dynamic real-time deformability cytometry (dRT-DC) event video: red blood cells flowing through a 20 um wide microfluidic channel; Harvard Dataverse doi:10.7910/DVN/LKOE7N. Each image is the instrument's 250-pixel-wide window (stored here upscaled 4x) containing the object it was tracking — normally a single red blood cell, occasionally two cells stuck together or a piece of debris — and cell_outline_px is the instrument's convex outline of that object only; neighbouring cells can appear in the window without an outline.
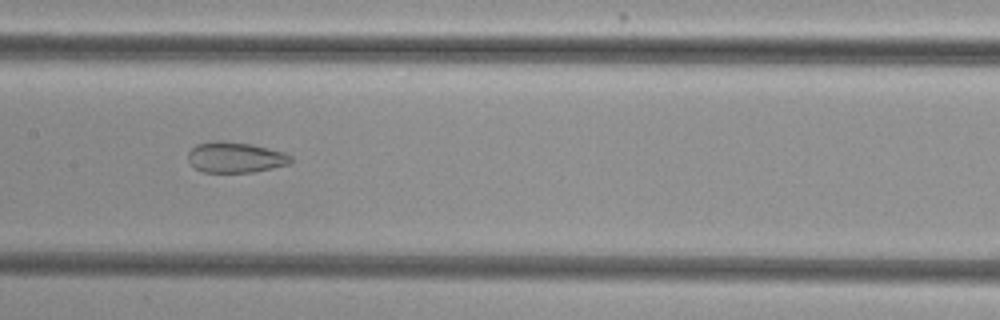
{"species": "common noctule bat (a hibernating species)", "species_latin": "Nyctalus noctula", "temperature_condition": "cold", "stored_images_in_passage": 48, "camera_frame_rate_fps": 3000, "um_per_image_px": 0.085, "animal": {"sex": "female", "body_mass_g": 29.2, "forearm_length_mm": 56.3}, "frame": {"image": 1, "passage_image": 22, "time_ms": 7.0, "image_size_px": [1000, 320], "cell_outline_px": [[292, 160], [288, 164], [272, 168], [252, 172], [204, 172], [196, 168], [188, 160], [188, 152], [196, 144], [212, 140], [224, 140], [252, 144], [284, 152], [292, 156]], "centroid_in_image_um": [19.99, 13.35], "position_along_channel_um": 187.4, "area_um2": 18.44}}
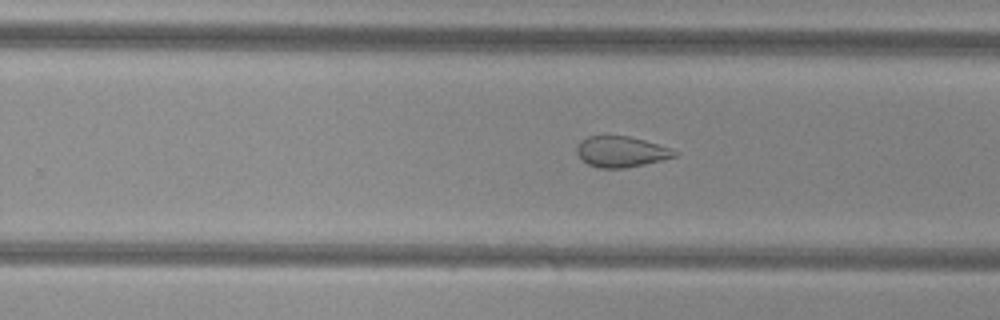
{"frame": {"image": 2, "passage_image": 29, "time_ms": 9.333, "image_size_px": [1000, 320], "cell_outline_px": [[680, 152], [676, 156], [644, 164], [624, 168], [600, 168], [588, 164], [576, 152], [576, 148], [580, 140], [588, 136], [628, 136], [644, 140], [672, 148]], "centroid_in_image_um": [52.81, 12.89], "position_along_channel_um": 277.0, "area_um2": 17.46}}
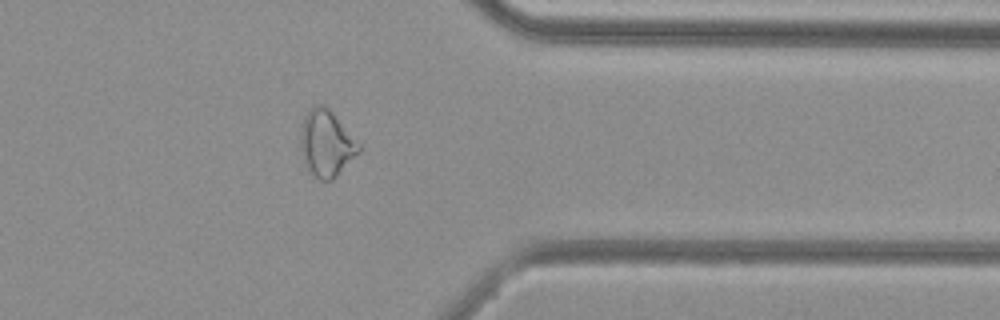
{"frame": {"image": 3, "passage_image": 38, "time_ms": 12.333, "image_size_px": [1000, 320], "cell_outline_px": [[364, 148], [332, 180], [320, 180], [304, 164], [300, 144], [300, 136], [304, 120], [308, 112], [316, 104], [324, 104], [332, 112]], "centroid_in_image_um": [27.77, 12.2], "position_along_channel_um": 383.6, "area_um2": 22.25}, "authors_computed_cell_mechanics": {"area_um2": 22.9177, "velocity_mm_per_s": 3.8477, "shape_relaxation_time_tau1_ms": null, "shape_relaxation_time_tau2_ms": 2.2338, "deformation_change_tau1": null, "deformation_change_tau2": 0.0922}}